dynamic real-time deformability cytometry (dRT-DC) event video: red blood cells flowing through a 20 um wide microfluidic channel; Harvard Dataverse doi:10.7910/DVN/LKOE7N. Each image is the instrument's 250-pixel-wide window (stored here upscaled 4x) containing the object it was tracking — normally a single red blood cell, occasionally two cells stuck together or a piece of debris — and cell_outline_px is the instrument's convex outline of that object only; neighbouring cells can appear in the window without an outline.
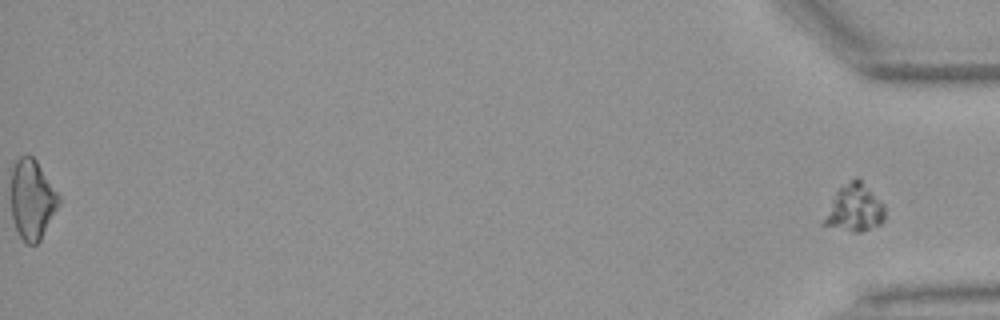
{"species": "Egyptian fruit bat (a non-hibernating species)", "species_latin": "Rousettus aegyptiacus", "temperature_condition": "warm", "stored_images_in_passage": 54, "segment_of_instrument_passage": [2, 2], "camera_frame_rate_fps": 3000, "um_per_image_px": 0.085, "animal": {"sex": "female"}, "frame": {"image": 1, "passage_image": 54, "time_ms": 17.667, "image_size_px": [1000, 320], "cell_outline_px": [[884, 220], [880, 224], [860, 232], [852, 232], [820, 224], [836, 192], [840, 188], [856, 176], [884, 204]], "centroid_in_image_um": [72.62, 17.72], "position_along_channel_um": 362.6, "area_um2": 16.47}}